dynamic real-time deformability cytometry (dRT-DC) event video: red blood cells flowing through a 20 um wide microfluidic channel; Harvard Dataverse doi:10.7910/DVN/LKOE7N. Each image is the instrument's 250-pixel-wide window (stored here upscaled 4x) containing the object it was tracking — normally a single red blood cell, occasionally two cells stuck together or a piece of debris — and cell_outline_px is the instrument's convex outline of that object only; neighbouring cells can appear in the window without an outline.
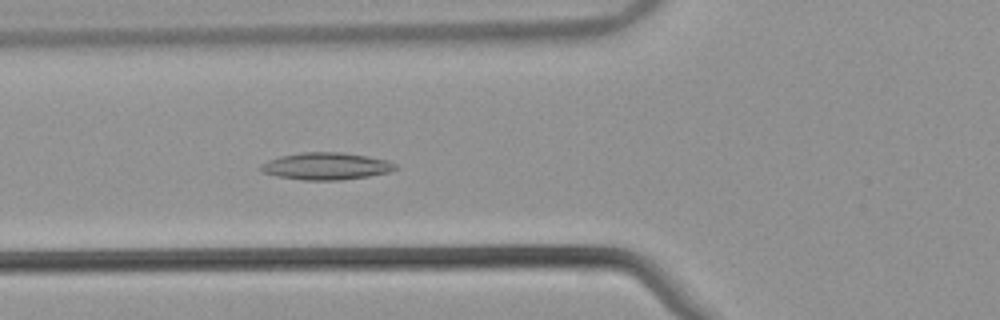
{"species": "common noctule bat (a hibernating species)", "species_latin": "Nyctalus noctula", "temperature_condition": "warm", "stored_images_in_passage": 39, "camera_frame_rate_fps": 3000, "um_per_image_px": 0.085, "animal": {"sex": "male", "body_mass_g": 21.5, "forearm_length_mm": 52.0}, "frame": {"image": 1, "passage_image": 5, "time_ms": 1.333, "image_size_px": [1000, 320], "cell_outline_px": [[400, 168], [388, 172], [368, 176], [340, 180], [300, 180], [276, 176], [260, 172], [260, 164], [268, 160], [280, 156], [300, 152], [340, 152], [368, 156], [388, 160], [396, 164]], "centroid_in_image_um": [27.7, 14.12], "position_along_channel_um": 98.1, "area_um2": 21.5}}
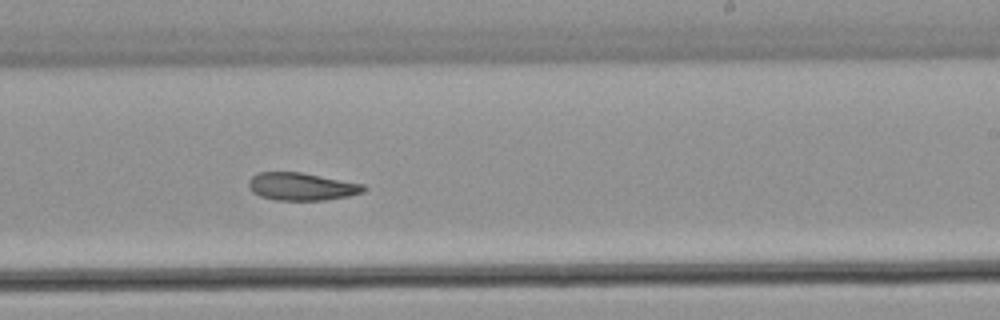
{"frame": {"image": 2, "passage_image": 18, "time_ms": 5.667, "image_size_px": [1000, 320], "cell_outline_px": [[368, 188], [364, 192], [348, 196], [324, 200], [276, 200], [260, 196], [252, 192], [248, 184], [248, 180], [256, 172], [300, 172], [364, 184]], "centroid_in_image_um": [25.63, 15.85], "position_along_channel_um": 263.4, "area_um2": 18.61}}
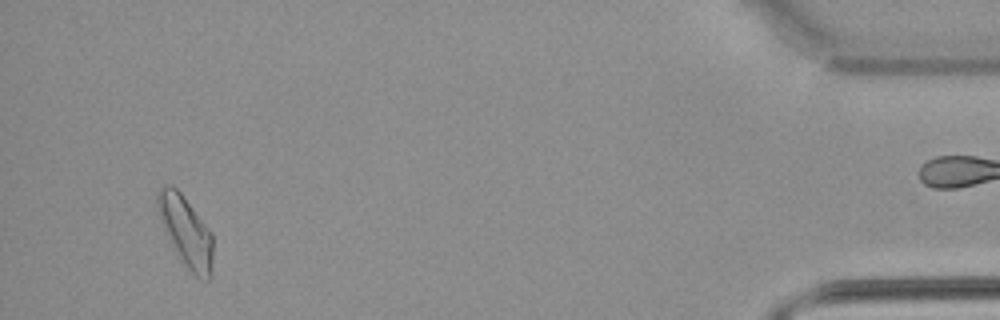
{"frame": {"image": 3, "passage_image": 36, "time_ms": 11.667, "image_size_px": [1000, 320], "cell_outline_px": [[212, 276], [208, 280], [200, 280], [184, 264], [168, 240], [160, 220], [156, 204], [156, 192], [164, 184], [172, 184], [180, 192], [212, 232]], "centroid_in_image_um": [15.78, 19.66], "position_along_channel_um": 419.4, "area_um2": 22.83}}